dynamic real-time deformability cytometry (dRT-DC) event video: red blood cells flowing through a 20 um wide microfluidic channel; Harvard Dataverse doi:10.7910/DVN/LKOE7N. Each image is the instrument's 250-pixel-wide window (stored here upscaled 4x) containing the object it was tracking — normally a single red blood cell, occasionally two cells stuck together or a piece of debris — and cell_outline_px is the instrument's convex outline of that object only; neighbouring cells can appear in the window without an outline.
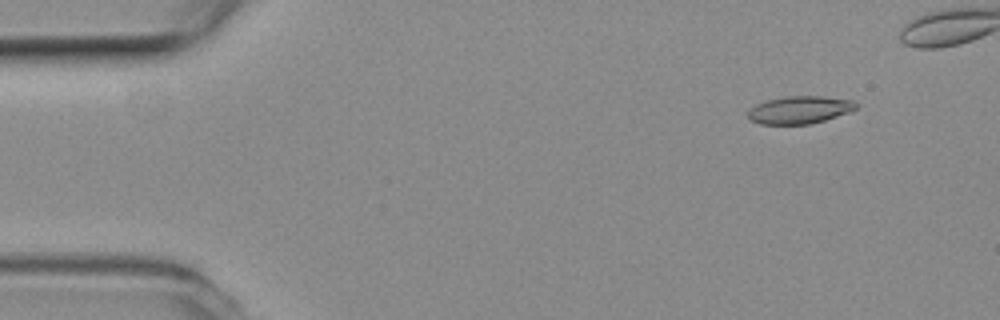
{"species": "common noctule bat (a hibernating species)", "species_latin": "Nyctalus noctula", "temperature_condition": "room temperature", "stored_images_in_passage": 6, "camera_frame_rate_fps": 3000, "um_per_image_px": 0.085, "animal": {"sex": "female", "body_mass_g": 19.3, "forearm_length_mm": 54.1}, "frame": {"image": 1, "passage_image": 2, "time_ms": 0.333, "image_size_px": [1000, 320], "cell_outline_px": [[856, 108], [848, 112], [824, 120], [808, 124], [760, 124], [748, 120], [748, 112], [756, 104], [768, 100], [784, 96], [820, 96], [852, 100], [856, 104]], "centroid_in_image_um": [67.92, 9.34], "position_along_channel_um": 17.1, "area_um2": 17.17}}